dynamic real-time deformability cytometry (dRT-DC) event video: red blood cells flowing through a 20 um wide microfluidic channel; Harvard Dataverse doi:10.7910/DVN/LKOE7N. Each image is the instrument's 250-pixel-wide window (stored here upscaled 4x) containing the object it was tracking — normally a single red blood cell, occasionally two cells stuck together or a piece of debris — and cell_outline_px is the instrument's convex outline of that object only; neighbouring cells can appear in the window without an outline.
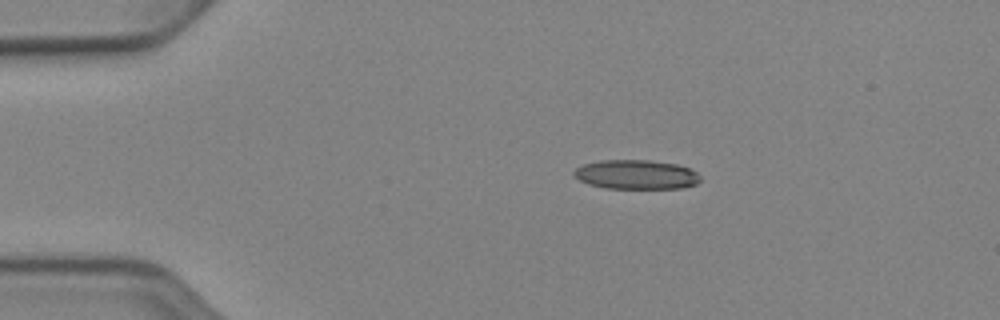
{"species": "Egyptian fruit bat (a non-hibernating species)", "species_latin": "Rousettus aegyptiacus", "temperature_condition": "cold", "stored_images_in_passage": 3, "camera_frame_rate_fps": 3000, "um_per_image_px": 0.085, "animal": {"sex": "female"}, "frame": {"image": 1, "passage_image": 1, "time_ms": 0.0, "image_size_px": [1000, 320], "cell_outline_px": [[700, 180], [696, 184], [684, 188], [604, 188], [588, 184], [580, 180], [572, 172], [576, 168], [584, 164], [600, 160], [648, 160], [676, 164], [692, 168], [700, 176]], "centroid_in_image_um": [54.1, 14.83], "position_along_channel_um": 30.9, "area_um2": 21.62}}